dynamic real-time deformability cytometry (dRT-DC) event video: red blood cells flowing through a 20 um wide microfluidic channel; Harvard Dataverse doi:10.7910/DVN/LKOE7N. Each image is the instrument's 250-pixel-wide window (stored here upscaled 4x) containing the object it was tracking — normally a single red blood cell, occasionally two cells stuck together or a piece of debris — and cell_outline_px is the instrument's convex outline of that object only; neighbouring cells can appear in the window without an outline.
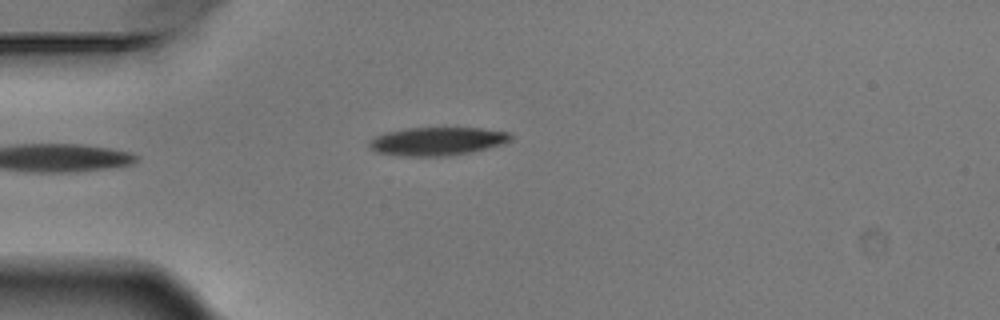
{"species": "Egyptian fruit bat (a non-hibernating species)", "species_latin": "Rousettus aegyptiacus", "temperature_condition": "warm", "stored_images_in_passage": 1, "camera_frame_rate_fps": 3000, "um_per_image_px": 0.085, "animal": {"sex": "male"}, "frame": {"image": 1, "passage_image": 1, "time_ms": 0.0, "image_size_px": [1000, 320], "cell_outline_px": [[512, 140], [504, 144], [472, 152], [448, 156], [400, 156], [376, 152], [368, 144], [376, 136], [388, 132], [408, 128], [480, 128], [512, 132]], "centroid_in_image_um": [37.24, 12.01], "position_along_channel_um": 47.8, "area_um2": 23.35}}